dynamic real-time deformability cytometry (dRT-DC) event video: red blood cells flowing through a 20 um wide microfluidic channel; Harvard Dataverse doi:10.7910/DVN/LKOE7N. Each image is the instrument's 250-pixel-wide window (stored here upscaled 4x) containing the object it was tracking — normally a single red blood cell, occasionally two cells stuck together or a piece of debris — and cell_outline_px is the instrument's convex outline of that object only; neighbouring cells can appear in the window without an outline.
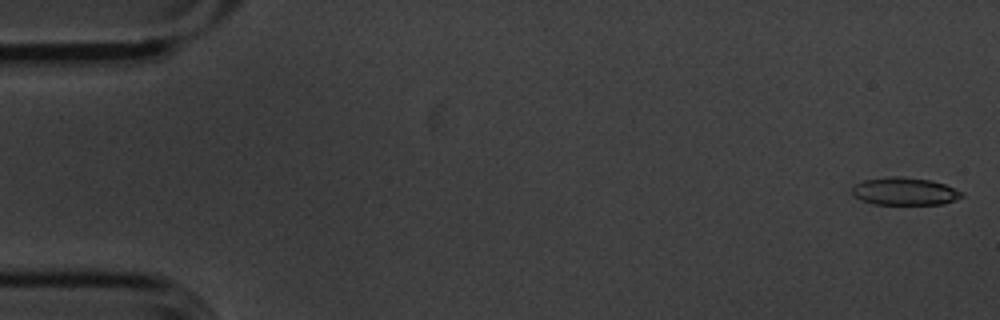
{"species": "common noctule bat (a hibernating species)", "species_latin": "Nyctalus noctula", "temperature_condition": "cold", "stored_images_in_passage": 55, "camera_frame_rate_fps": 3000, "um_per_image_px": 0.085, "animal": {"sex": "male", "body_mass_g": 20.1, "forearm_length_mm": 53.5}, "frame": {"image": 1, "passage_image": 1, "time_ms": 0.0, "image_size_px": [1000, 320], "cell_outline_px": [[964, 196], [944, 204], [872, 204], [860, 200], [852, 192], [852, 188], [856, 184], [864, 180], [888, 176], [900, 176], [932, 180], [944, 184], [964, 192]], "centroid_in_image_um": [76.91, 16.26], "position_along_channel_um": 8.1, "area_um2": 17.74}}
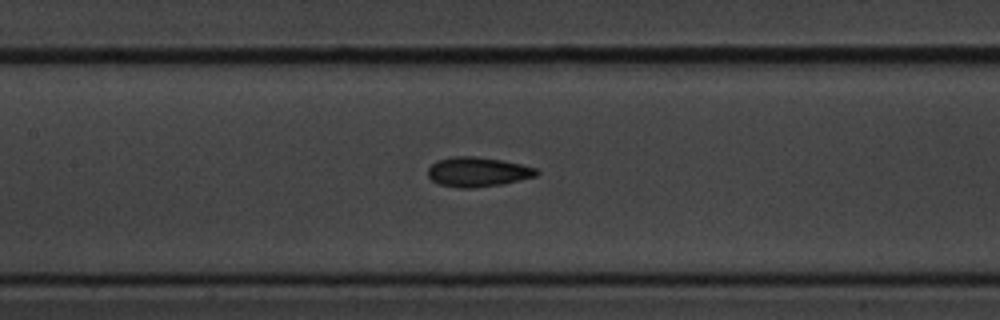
{"frame": {"image": 2, "passage_image": 25, "time_ms": 8.0, "image_size_px": [1000, 320], "cell_outline_px": [[540, 172], [536, 176], [504, 184], [472, 188], [460, 188], [440, 184], [432, 180], [428, 176], [428, 168], [436, 160], [452, 156], [476, 156], [500, 160], [520, 164], [536, 168]], "centroid_in_image_um": [40.6, 14.61], "position_along_channel_um": 166.8, "area_um2": 18.79}}
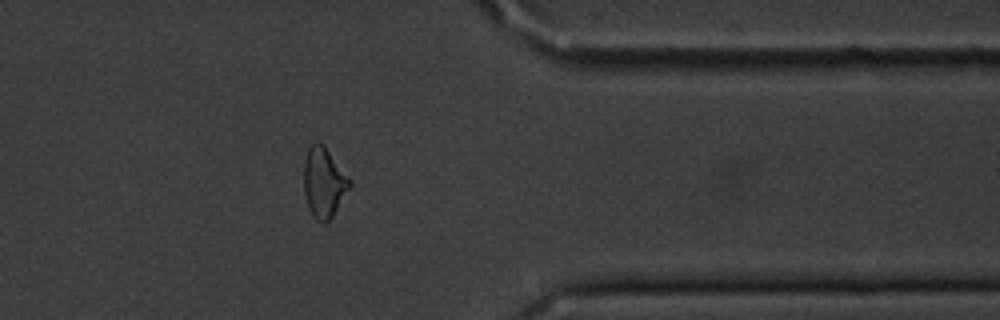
{"frame": {"image": 3, "passage_image": 44, "time_ms": 14.333, "image_size_px": [1000, 320], "cell_outline_px": [[352, 184], [332, 216], [324, 224], [320, 224], [312, 216], [308, 208], [304, 192], [304, 160], [308, 148], [312, 144], [320, 144], [328, 152], [352, 180]], "centroid_in_image_um": [27.51, 15.58], "position_along_channel_um": 383.9, "area_um2": 18.38}, "authors_computed_cell_mechanics": {"area_um2": 18.496, "velocity_mm_per_s": 3.6345, "shape_relaxation_time_tau1_ms": 4.1129, "shape_relaxation_time_tau2_ms": 3.1477, "deformation_change_tau1": 0.1029, "deformation_change_tau2": 0.0932}}